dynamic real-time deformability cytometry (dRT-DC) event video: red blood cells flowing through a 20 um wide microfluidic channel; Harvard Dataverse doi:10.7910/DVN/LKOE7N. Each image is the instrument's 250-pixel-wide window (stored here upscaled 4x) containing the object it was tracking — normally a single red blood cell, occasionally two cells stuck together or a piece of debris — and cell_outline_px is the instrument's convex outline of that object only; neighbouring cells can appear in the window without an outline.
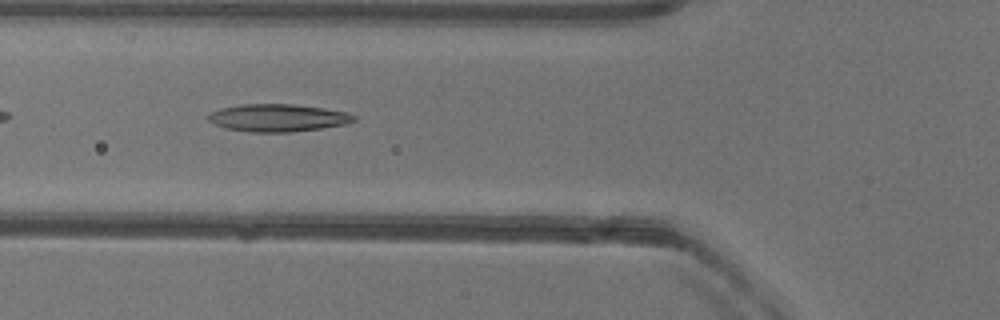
{"species": "common noctule bat (a hibernating species)", "species_latin": "Nyctalus noctula", "temperature_condition": "warm", "stored_images_in_passage": 33, "camera_frame_rate_fps": 3000, "um_per_image_px": 0.085, "animal": {"sex": "female"}, "frame": {"image": 1, "passage_image": 5, "time_ms": 1.333, "image_size_px": [1000, 320], "cell_outline_px": [[356, 120], [348, 124], [292, 132], [248, 132], [224, 128], [208, 120], [208, 116], [212, 112], [220, 108], [240, 104], [292, 104], [324, 108], [348, 112], [356, 116]], "centroid_in_image_um": [23.64, 10.01], "position_along_channel_um": 102.2, "area_um2": 23.47}}
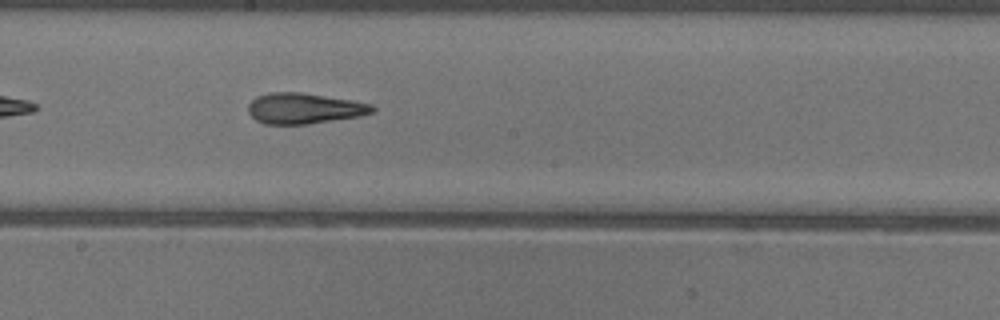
{"frame": {"image": 2, "passage_image": 14, "time_ms": 4.333, "image_size_px": [1000, 320], "cell_outline_px": [[376, 112], [360, 116], [308, 124], [264, 124], [256, 120], [248, 112], [248, 104], [256, 96], [268, 92], [300, 92], [352, 100], [372, 104], [376, 108]], "centroid_in_image_um": [25.86, 9.21], "position_along_channel_um": 222.3, "area_um2": 22.37}}
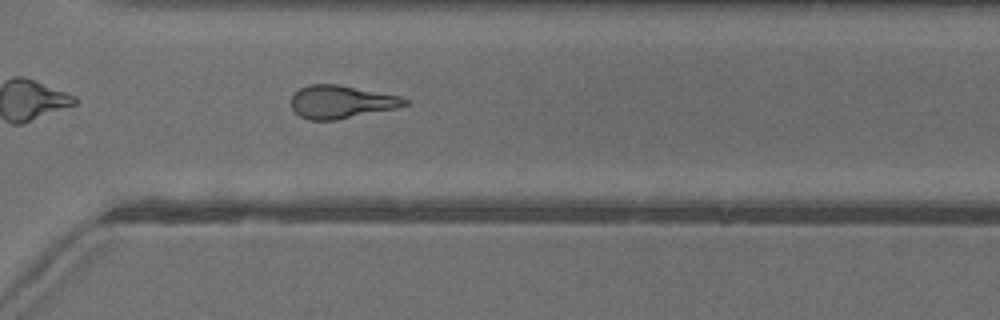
{"frame": {"image": 3, "passage_image": 23, "time_ms": 7.333, "image_size_px": [1000, 320], "cell_outline_px": [[408, 104], [396, 108], [336, 120], [308, 120], [300, 116], [292, 108], [292, 96], [300, 88], [308, 84], [340, 84], [404, 96], [408, 100]], "centroid_in_image_um": [29.04, 8.65], "position_along_channel_um": 341.6, "area_um2": 22.02}, "authors_computed_cell_mechanics": {"area_um2": 22.253, "velocity_mm_per_s": 3.9941, "shape_relaxation_time_tau1_ms": 7.4823, "shape_relaxation_time_tau2_ms": 2.9558, "deformation_change_tau1": 0.2572, "deformation_change_tau2": 0.1429}}